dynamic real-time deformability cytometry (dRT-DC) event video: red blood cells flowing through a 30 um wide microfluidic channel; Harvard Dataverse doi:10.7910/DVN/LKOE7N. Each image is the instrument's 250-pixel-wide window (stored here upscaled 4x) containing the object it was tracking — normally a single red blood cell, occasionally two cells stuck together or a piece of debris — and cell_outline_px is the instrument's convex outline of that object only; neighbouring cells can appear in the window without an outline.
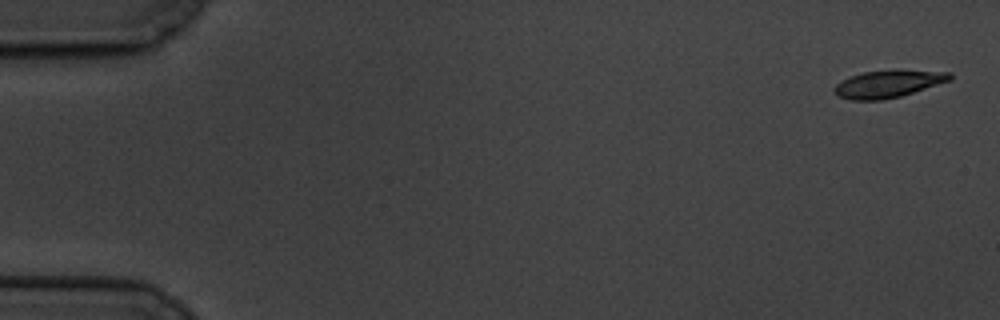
{"species": "common noctule bat (a hibernating species)", "species_latin": "Nyctalus noctula", "temperature_condition": "cold", "stored_images_in_passage": 5, "camera_frame_rate_fps": 3000, "um_per_image_px": 0.085, "animal": {"sex": "male", "body_mass_g": 19.5, "forearm_length_mm": 54.6}, "frame": {"image": 1, "passage_image": 1, "time_ms": 0.0, "image_size_px": [1000, 320], "cell_outline_px": [[952, 80], [900, 96], [880, 100], [852, 100], [840, 96], [832, 88], [836, 84], [848, 76], [864, 72], [952, 72]], "centroid_in_image_um": [75.44, 7.16], "position_along_channel_um": 9.6, "area_um2": 17.51}}
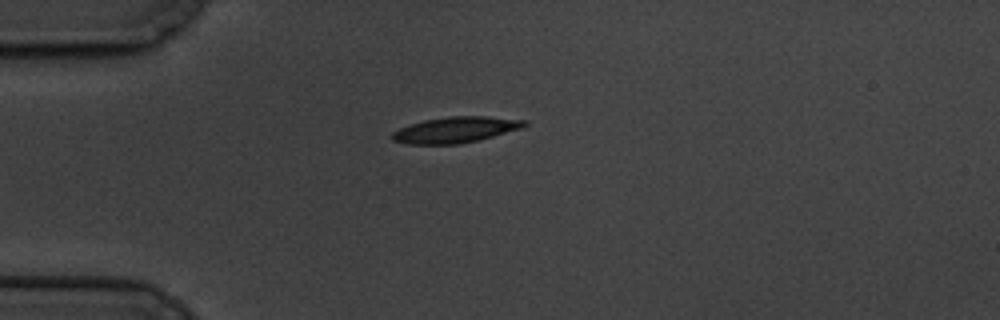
{"frame": {"image": 2, "passage_image": 5, "time_ms": 4.667, "image_size_px": [1000, 320], "cell_outline_px": [[528, 124], [524, 128], [460, 144], [408, 144], [392, 140], [388, 136], [392, 132], [408, 124], [424, 120], [448, 116], [488, 116], [528, 120]], "centroid_in_image_um": [38.71, 11.02], "position_along_channel_um": 46.3, "area_um2": 20.17}}